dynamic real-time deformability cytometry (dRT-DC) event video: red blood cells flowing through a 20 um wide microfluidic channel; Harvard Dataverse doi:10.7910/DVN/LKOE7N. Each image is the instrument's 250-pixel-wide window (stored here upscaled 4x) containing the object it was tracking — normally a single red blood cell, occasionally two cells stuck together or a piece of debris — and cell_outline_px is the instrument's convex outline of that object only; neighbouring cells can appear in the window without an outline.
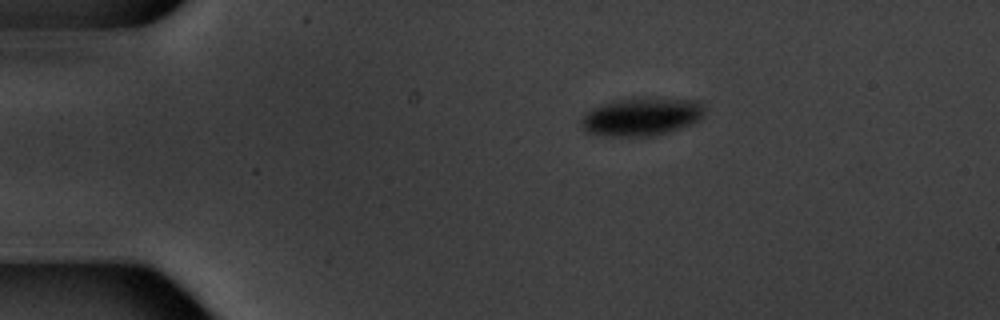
{"species": "common noctule bat (a hibernating species)", "species_latin": "Nyctalus noctula", "temperature_condition": "warm", "stored_images_in_passage": 3, "camera_frame_rate_fps": 3000, "um_per_image_px": 0.085, "animal": {"sex": "male", "body_mass_g": 20.1, "forearm_length_mm": 53.5}, "frame": {"image": 1, "passage_image": 1, "time_ms": 0.0, "image_size_px": [1000, 320], "cell_outline_px": [[704, 116], [700, 120], [680, 128], [656, 136], [608, 136], [588, 132], [580, 124], [580, 120], [592, 108], [616, 100], [632, 96], [656, 96], [696, 100], [704, 104]], "centroid_in_image_um": [54.6, 9.88], "position_along_channel_um": 30.4, "area_um2": 28.03}}